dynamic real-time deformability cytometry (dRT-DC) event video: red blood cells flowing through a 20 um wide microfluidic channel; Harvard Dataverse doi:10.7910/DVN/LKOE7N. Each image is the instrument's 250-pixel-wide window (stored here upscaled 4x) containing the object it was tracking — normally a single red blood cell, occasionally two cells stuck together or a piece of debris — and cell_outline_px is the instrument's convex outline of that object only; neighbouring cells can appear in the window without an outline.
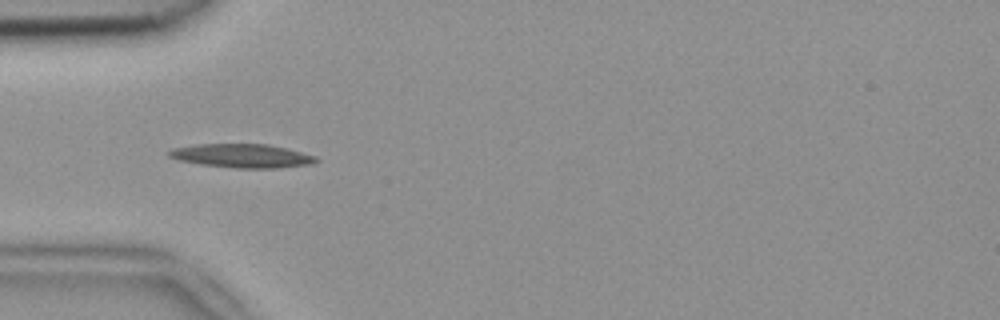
{"species": "common noctule bat (a hibernating species)", "species_latin": "Nyctalus noctula", "temperature_condition": "room temperature", "stored_images_in_passage": 5, "camera_frame_rate_fps": 3000, "um_per_image_px": 0.085, "animal": {"sex": "female", "body_mass_g": 18.4}, "frame": {"image": 1, "passage_image": 5, "time_ms": 1.333, "image_size_px": [1000, 320], "cell_outline_px": [[320, 160], [308, 164], [276, 168], [236, 168], [200, 164], [180, 160], [168, 156], [168, 152], [172, 148], [200, 144], [268, 144], [288, 148], [316, 156]], "centroid_in_image_um": [20.59, 13.24], "position_along_channel_um": 64.4, "area_um2": 20.23}}